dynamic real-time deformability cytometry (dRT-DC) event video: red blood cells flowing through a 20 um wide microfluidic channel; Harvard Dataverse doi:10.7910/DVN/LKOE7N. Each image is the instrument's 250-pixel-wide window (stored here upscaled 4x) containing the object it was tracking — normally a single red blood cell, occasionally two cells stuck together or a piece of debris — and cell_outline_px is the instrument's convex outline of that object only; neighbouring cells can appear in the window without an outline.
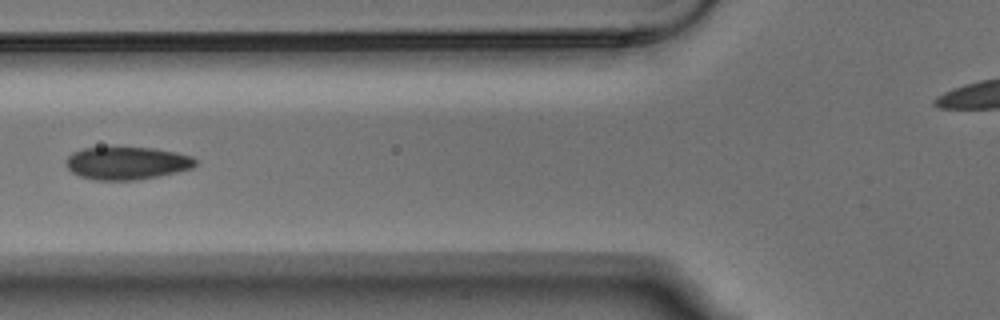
{"species": "Egyptian fruit bat (a non-hibernating species)", "species_latin": "Rousettus aegyptiacus", "temperature_condition": "warm", "stored_images_in_passage": 7, "camera_frame_rate_fps": 3000, "um_per_image_px": 0.085, "animal": {"sex": "male"}, "frame": {"image": 1, "passage_image": 4, "time_ms": 1.0, "image_size_px": [1000, 320], "cell_outline_px": [[196, 164], [192, 168], [160, 176], [136, 180], [92, 180], [80, 176], [72, 172], [64, 164], [68, 156], [72, 152], [84, 148], [112, 144], [152, 148], [176, 152], [192, 156], [196, 160]], "centroid_in_image_um": [10.74, 13.82], "position_along_channel_um": 115.1, "area_um2": 25.66}}
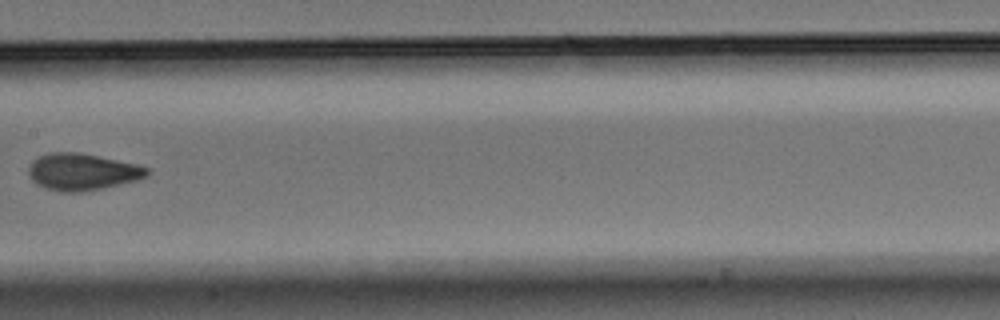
{"frame": {"image": 2, "passage_image": 6, "time_ms": 1.667, "image_size_px": [1000, 320], "cell_outline_px": [[152, 172], [148, 176], [136, 180], [104, 188], [84, 192], [60, 192], [44, 188], [36, 184], [32, 180], [28, 172], [28, 168], [32, 160], [48, 152], [80, 152], [136, 164], [148, 168]], "centroid_in_image_um": [6.98, 14.61], "position_along_channel_um": 200.4, "area_um2": 25.66}}
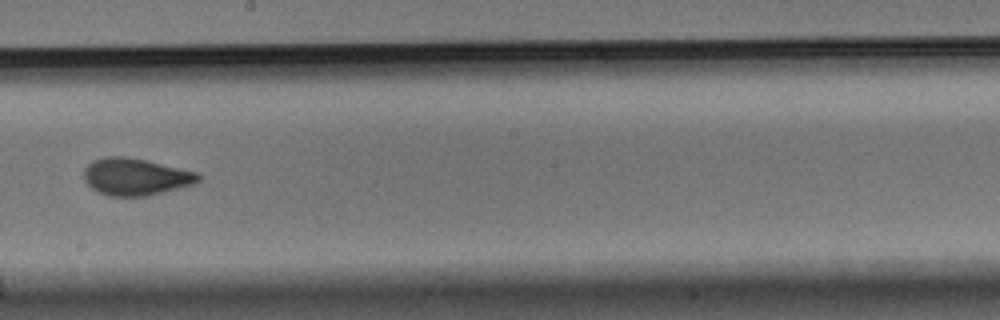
{"frame": {"image": 3, "passage_image": 7, "time_ms": 2.0, "image_size_px": [1000, 320], "cell_outline_px": [[200, 180], [196, 184], [148, 196], [108, 196], [92, 188], [84, 180], [84, 168], [92, 160], [104, 156], [128, 156], [196, 172], [200, 176]], "centroid_in_image_um": [11.51, 15.02], "position_along_channel_um": 236.7, "area_um2": 24.8}}